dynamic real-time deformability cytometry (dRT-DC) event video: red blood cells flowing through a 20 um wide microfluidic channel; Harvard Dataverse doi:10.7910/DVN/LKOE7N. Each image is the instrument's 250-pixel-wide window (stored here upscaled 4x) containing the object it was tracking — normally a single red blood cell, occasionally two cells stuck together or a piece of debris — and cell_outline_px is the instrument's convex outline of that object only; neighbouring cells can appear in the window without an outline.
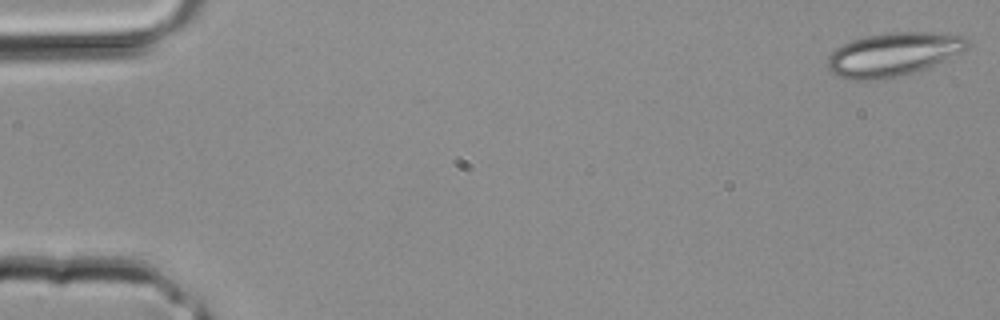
{"species": "common noctule bat (a hibernating species)", "species_latin": "Nyctalus noctula", "temperature_condition": "room temperature", "stored_images_in_passage": 2, "camera_frame_rate_fps": 3000, "um_per_image_px": 0.085, "animal": {"sex": "male", "body_mass_g": 20.4}, "frame": {"image": 1, "passage_image": 2, "time_ms": 0.333, "image_size_px": [1000, 320], "cell_outline_px": [[972, 44], [964, 52], [924, 68], [900, 76], [876, 80], [856, 80], [836, 76], [828, 68], [828, 56], [836, 48], [852, 40], [868, 36], [888, 32], [948, 32], [964, 36]], "centroid_in_image_um": [75.98, 4.6], "position_along_channel_um": 9.0, "area_um2": 35.6}}